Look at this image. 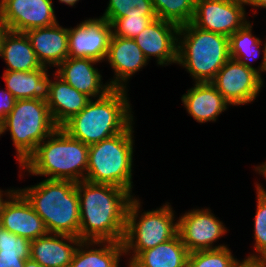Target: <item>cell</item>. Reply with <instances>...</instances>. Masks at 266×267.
I'll return each instance as SVG.
<instances>
[{"label":"cell","instance_id":"obj_1","mask_svg":"<svg viewBox=\"0 0 266 267\" xmlns=\"http://www.w3.org/2000/svg\"><path fill=\"white\" fill-rule=\"evenodd\" d=\"M80 204L79 238L123 242L133 195L126 189L86 180L76 184Z\"/></svg>","mask_w":266,"mask_h":267},{"label":"cell","instance_id":"obj_2","mask_svg":"<svg viewBox=\"0 0 266 267\" xmlns=\"http://www.w3.org/2000/svg\"><path fill=\"white\" fill-rule=\"evenodd\" d=\"M126 90L113 88L95 102L91 99L81 112L71 117L61 128L86 145L122 133L133 121Z\"/></svg>","mask_w":266,"mask_h":267},{"label":"cell","instance_id":"obj_3","mask_svg":"<svg viewBox=\"0 0 266 267\" xmlns=\"http://www.w3.org/2000/svg\"><path fill=\"white\" fill-rule=\"evenodd\" d=\"M89 145L69 136L58 127L21 166L29 174L47 179L78 183L85 180Z\"/></svg>","mask_w":266,"mask_h":267},{"label":"cell","instance_id":"obj_4","mask_svg":"<svg viewBox=\"0 0 266 267\" xmlns=\"http://www.w3.org/2000/svg\"><path fill=\"white\" fill-rule=\"evenodd\" d=\"M75 182L44 179L17 189L42 218L49 233L79 238L80 204Z\"/></svg>","mask_w":266,"mask_h":267},{"label":"cell","instance_id":"obj_5","mask_svg":"<svg viewBox=\"0 0 266 267\" xmlns=\"http://www.w3.org/2000/svg\"><path fill=\"white\" fill-rule=\"evenodd\" d=\"M229 59V37L192 23L179 27L177 64L186 68L195 83L211 82Z\"/></svg>","mask_w":266,"mask_h":267},{"label":"cell","instance_id":"obj_6","mask_svg":"<svg viewBox=\"0 0 266 267\" xmlns=\"http://www.w3.org/2000/svg\"><path fill=\"white\" fill-rule=\"evenodd\" d=\"M133 122L122 132L89 145L85 180L109 184L132 194Z\"/></svg>","mask_w":266,"mask_h":267},{"label":"cell","instance_id":"obj_7","mask_svg":"<svg viewBox=\"0 0 266 267\" xmlns=\"http://www.w3.org/2000/svg\"><path fill=\"white\" fill-rule=\"evenodd\" d=\"M57 128L47 102L40 99L16 100L2 122V133L10 132L20 168Z\"/></svg>","mask_w":266,"mask_h":267},{"label":"cell","instance_id":"obj_8","mask_svg":"<svg viewBox=\"0 0 266 267\" xmlns=\"http://www.w3.org/2000/svg\"><path fill=\"white\" fill-rule=\"evenodd\" d=\"M140 206L141 202L134 197L127 210L123 245L125 255L130 256L132 253L128 265L142 251L164 243L178 234V221L174 222V211L169 203L156 210L144 211L141 215Z\"/></svg>","mask_w":266,"mask_h":267},{"label":"cell","instance_id":"obj_9","mask_svg":"<svg viewBox=\"0 0 266 267\" xmlns=\"http://www.w3.org/2000/svg\"><path fill=\"white\" fill-rule=\"evenodd\" d=\"M247 0H196L191 23L202 30L230 37L248 21Z\"/></svg>","mask_w":266,"mask_h":267},{"label":"cell","instance_id":"obj_10","mask_svg":"<svg viewBox=\"0 0 266 267\" xmlns=\"http://www.w3.org/2000/svg\"><path fill=\"white\" fill-rule=\"evenodd\" d=\"M210 83L229 105L238 106L253 102L264 81L254 69L230 58Z\"/></svg>","mask_w":266,"mask_h":267},{"label":"cell","instance_id":"obj_11","mask_svg":"<svg viewBox=\"0 0 266 267\" xmlns=\"http://www.w3.org/2000/svg\"><path fill=\"white\" fill-rule=\"evenodd\" d=\"M217 218L208 208L193 209L179 217L178 234L190 253L225 247V244L213 246V242L227 232Z\"/></svg>","mask_w":266,"mask_h":267},{"label":"cell","instance_id":"obj_12","mask_svg":"<svg viewBox=\"0 0 266 267\" xmlns=\"http://www.w3.org/2000/svg\"><path fill=\"white\" fill-rule=\"evenodd\" d=\"M54 13L52 0H0V22L15 32L51 26Z\"/></svg>","mask_w":266,"mask_h":267},{"label":"cell","instance_id":"obj_13","mask_svg":"<svg viewBox=\"0 0 266 267\" xmlns=\"http://www.w3.org/2000/svg\"><path fill=\"white\" fill-rule=\"evenodd\" d=\"M112 25L105 18H89L68 29L69 57L105 61Z\"/></svg>","mask_w":266,"mask_h":267},{"label":"cell","instance_id":"obj_14","mask_svg":"<svg viewBox=\"0 0 266 267\" xmlns=\"http://www.w3.org/2000/svg\"><path fill=\"white\" fill-rule=\"evenodd\" d=\"M179 26L156 18L134 38L145 58L156 57L160 66L177 63Z\"/></svg>","mask_w":266,"mask_h":267},{"label":"cell","instance_id":"obj_15","mask_svg":"<svg viewBox=\"0 0 266 267\" xmlns=\"http://www.w3.org/2000/svg\"><path fill=\"white\" fill-rule=\"evenodd\" d=\"M0 226L30 241L49 233L42 218L18 190L5 202L0 215Z\"/></svg>","mask_w":266,"mask_h":267},{"label":"cell","instance_id":"obj_16","mask_svg":"<svg viewBox=\"0 0 266 267\" xmlns=\"http://www.w3.org/2000/svg\"><path fill=\"white\" fill-rule=\"evenodd\" d=\"M105 60L114 70V78L109 84L116 89H126L130 77L148 64L134 39L118 36H111Z\"/></svg>","mask_w":266,"mask_h":267},{"label":"cell","instance_id":"obj_17","mask_svg":"<svg viewBox=\"0 0 266 267\" xmlns=\"http://www.w3.org/2000/svg\"><path fill=\"white\" fill-rule=\"evenodd\" d=\"M98 62L95 59L68 57L57 66L55 74L91 99L100 98L113 88L109 82L103 84L102 75L93 66Z\"/></svg>","mask_w":266,"mask_h":267},{"label":"cell","instance_id":"obj_18","mask_svg":"<svg viewBox=\"0 0 266 267\" xmlns=\"http://www.w3.org/2000/svg\"><path fill=\"white\" fill-rule=\"evenodd\" d=\"M42 66L57 67L69 57L68 28L55 23L25 32Z\"/></svg>","mask_w":266,"mask_h":267},{"label":"cell","instance_id":"obj_19","mask_svg":"<svg viewBox=\"0 0 266 267\" xmlns=\"http://www.w3.org/2000/svg\"><path fill=\"white\" fill-rule=\"evenodd\" d=\"M80 242L74 236L48 233L30 242V258L42 267H69Z\"/></svg>","mask_w":266,"mask_h":267},{"label":"cell","instance_id":"obj_20","mask_svg":"<svg viewBox=\"0 0 266 267\" xmlns=\"http://www.w3.org/2000/svg\"><path fill=\"white\" fill-rule=\"evenodd\" d=\"M181 100L188 114L199 123L215 122L229 106L210 82L195 83Z\"/></svg>","mask_w":266,"mask_h":267},{"label":"cell","instance_id":"obj_21","mask_svg":"<svg viewBox=\"0 0 266 267\" xmlns=\"http://www.w3.org/2000/svg\"><path fill=\"white\" fill-rule=\"evenodd\" d=\"M54 75L56 79L51 80L49 98L46 102L55 124L61 127L71 117L81 112L91 98Z\"/></svg>","mask_w":266,"mask_h":267},{"label":"cell","instance_id":"obj_22","mask_svg":"<svg viewBox=\"0 0 266 267\" xmlns=\"http://www.w3.org/2000/svg\"><path fill=\"white\" fill-rule=\"evenodd\" d=\"M50 74L48 67L42 66L40 69L28 72L4 71L6 89L16 98V100L40 99L47 101L49 98Z\"/></svg>","mask_w":266,"mask_h":267},{"label":"cell","instance_id":"obj_23","mask_svg":"<svg viewBox=\"0 0 266 267\" xmlns=\"http://www.w3.org/2000/svg\"><path fill=\"white\" fill-rule=\"evenodd\" d=\"M0 57L8 67L5 71L28 72L42 67L28 36L23 32L5 31L1 40Z\"/></svg>","mask_w":266,"mask_h":267},{"label":"cell","instance_id":"obj_24","mask_svg":"<svg viewBox=\"0 0 266 267\" xmlns=\"http://www.w3.org/2000/svg\"><path fill=\"white\" fill-rule=\"evenodd\" d=\"M123 255V242L81 240L69 267H119Z\"/></svg>","mask_w":266,"mask_h":267},{"label":"cell","instance_id":"obj_25","mask_svg":"<svg viewBox=\"0 0 266 267\" xmlns=\"http://www.w3.org/2000/svg\"><path fill=\"white\" fill-rule=\"evenodd\" d=\"M190 252L182 243L179 234L153 248L142 251L130 267H187Z\"/></svg>","mask_w":266,"mask_h":267},{"label":"cell","instance_id":"obj_26","mask_svg":"<svg viewBox=\"0 0 266 267\" xmlns=\"http://www.w3.org/2000/svg\"><path fill=\"white\" fill-rule=\"evenodd\" d=\"M263 45L262 48V41L252 34V24L248 21L229 37V56L242 65L254 69L262 77L261 72H266V42ZM260 48L263 49V59L260 66L255 68L250 64V61L252 59L254 61L259 56Z\"/></svg>","mask_w":266,"mask_h":267},{"label":"cell","instance_id":"obj_27","mask_svg":"<svg viewBox=\"0 0 266 267\" xmlns=\"http://www.w3.org/2000/svg\"><path fill=\"white\" fill-rule=\"evenodd\" d=\"M157 18L183 26L194 17L196 0H151Z\"/></svg>","mask_w":266,"mask_h":267},{"label":"cell","instance_id":"obj_28","mask_svg":"<svg viewBox=\"0 0 266 267\" xmlns=\"http://www.w3.org/2000/svg\"><path fill=\"white\" fill-rule=\"evenodd\" d=\"M257 209L254 219V250L244 261L266 262V189L256 183ZM258 253V255H257Z\"/></svg>","mask_w":266,"mask_h":267},{"label":"cell","instance_id":"obj_29","mask_svg":"<svg viewBox=\"0 0 266 267\" xmlns=\"http://www.w3.org/2000/svg\"><path fill=\"white\" fill-rule=\"evenodd\" d=\"M109 23L121 17H157L151 0H109L101 16Z\"/></svg>","mask_w":266,"mask_h":267},{"label":"cell","instance_id":"obj_30","mask_svg":"<svg viewBox=\"0 0 266 267\" xmlns=\"http://www.w3.org/2000/svg\"><path fill=\"white\" fill-rule=\"evenodd\" d=\"M241 262L234 258L227 247L194 251L189 254L187 267H238Z\"/></svg>","mask_w":266,"mask_h":267},{"label":"cell","instance_id":"obj_31","mask_svg":"<svg viewBox=\"0 0 266 267\" xmlns=\"http://www.w3.org/2000/svg\"><path fill=\"white\" fill-rule=\"evenodd\" d=\"M157 17H121L112 25V36L134 39Z\"/></svg>","mask_w":266,"mask_h":267},{"label":"cell","instance_id":"obj_32","mask_svg":"<svg viewBox=\"0 0 266 267\" xmlns=\"http://www.w3.org/2000/svg\"><path fill=\"white\" fill-rule=\"evenodd\" d=\"M30 242L0 226V253H30Z\"/></svg>","mask_w":266,"mask_h":267},{"label":"cell","instance_id":"obj_33","mask_svg":"<svg viewBox=\"0 0 266 267\" xmlns=\"http://www.w3.org/2000/svg\"><path fill=\"white\" fill-rule=\"evenodd\" d=\"M30 253H0V267H24Z\"/></svg>","mask_w":266,"mask_h":267},{"label":"cell","instance_id":"obj_34","mask_svg":"<svg viewBox=\"0 0 266 267\" xmlns=\"http://www.w3.org/2000/svg\"><path fill=\"white\" fill-rule=\"evenodd\" d=\"M16 98L7 90L0 91V121L3 122L12 111Z\"/></svg>","mask_w":266,"mask_h":267},{"label":"cell","instance_id":"obj_35","mask_svg":"<svg viewBox=\"0 0 266 267\" xmlns=\"http://www.w3.org/2000/svg\"><path fill=\"white\" fill-rule=\"evenodd\" d=\"M16 191V189H10V190H8L7 189V191H2L1 189H0V215H1V212H2V208H3V206H4V204H5V202H6V200H8V198L14 193ZM3 192H4V194H3ZM4 195H6L5 197H7V199H3V196ZM5 200V201H4Z\"/></svg>","mask_w":266,"mask_h":267},{"label":"cell","instance_id":"obj_36","mask_svg":"<svg viewBox=\"0 0 266 267\" xmlns=\"http://www.w3.org/2000/svg\"><path fill=\"white\" fill-rule=\"evenodd\" d=\"M238 267H266V262L243 261Z\"/></svg>","mask_w":266,"mask_h":267},{"label":"cell","instance_id":"obj_37","mask_svg":"<svg viewBox=\"0 0 266 267\" xmlns=\"http://www.w3.org/2000/svg\"><path fill=\"white\" fill-rule=\"evenodd\" d=\"M247 5H251L254 8H266V0H247Z\"/></svg>","mask_w":266,"mask_h":267},{"label":"cell","instance_id":"obj_38","mask_svg":"<svg viewBox=\"0 0 266 267\" xmlns=\"http://www.w3.org/2000/svg\"><path fill=\"white\" fill-rule=\"evenodd\" d=\"M24 267H42L37 261L28 258L25 260Z\"/></svg>","mask_w":266,"mask_h":267},{"label":"cell","instance_id":"obj_39","mask_svg":"<svg viewBox=\"0 0 266 267\" xmlns=\"http://www.w3.org/2000/svg\"><path fill=\"white\" fill-rule=\"evenodd\" d=\"M255 169V171H258L266 179V162H263L262 165L257 166Z\"/></svg>","mask_w":266,"mask_h":267},{"label":"cell","instance_id":"obj_40","mask_svg":"<svg viewBox=\"0 0 266 267\" xmlns=\"http://www.w3.org/2000/svg\"><path fill=\"white\" fill-rule=\"evenodd\" d=\"M79 0H59L60 3H64L69 6H74Z\"/></svg>","mask_w":266,"mask_h":267},{"label":"cell","instance_id":"obj_41","mask_svg":"<svg viewBox=\"0 0 266 267\" xmlns=\"http://www.w3.org/2000/svg\"><path fill=\"white\" fill-rule=\"evenodd\" d=\"M6 30L7 28L0 22V49H1V40Z\"/></svg>","mask_w":266,"mask_h":267},{"label":"cell","instance_id":"obj_42","mask_svg":"<svg viewBox=\"0 0 266 267\" xmlns=\"http://www.w3.org/2000/svg\"><path fill=\"white\" fill-rule=\"evenodd\" d=\"M2 122L0 121V136L2 135Z\"/></svg>","mask_w":266,"mask_h":267}]
</instances>
